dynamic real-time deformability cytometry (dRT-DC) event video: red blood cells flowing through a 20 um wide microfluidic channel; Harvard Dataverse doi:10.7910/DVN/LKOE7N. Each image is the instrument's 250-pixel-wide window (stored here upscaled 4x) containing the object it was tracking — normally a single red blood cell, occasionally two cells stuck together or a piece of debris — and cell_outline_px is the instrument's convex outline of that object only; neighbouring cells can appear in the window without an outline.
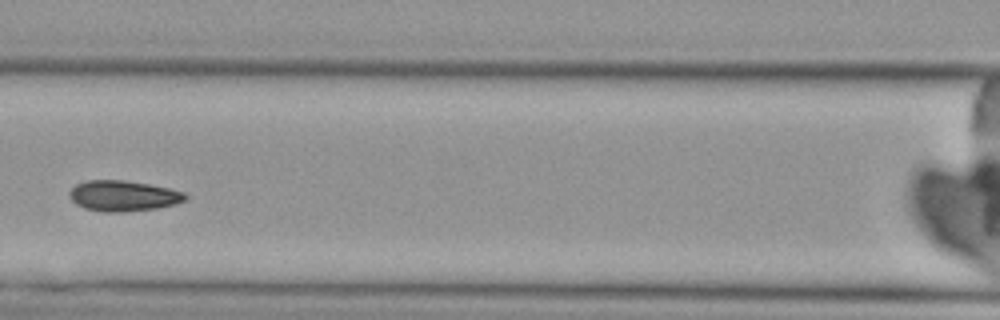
{"species": "Egyptian fruit bat (a non-hibernating species)", "species_latin": "Rousettus aegyptiacus", "temperature_condition": "cold", "stored_images_in_passage": 4, "camera_frame_rate_fps": 3000, "um_per_image_px": 0.085, "animal": {"sex": "female"}, "frame": {"image": 1, "passage_image": 3, "time_ms": 2.333, "image_size_px": [1000, 320], "cell_outline_px": [[188, 196], [184, 200], [176, 204], [156, 208], [124, 212], [104, 212], [84, 208], [76, 204], [68, 196], [68, 192], [76, 184], [84, 180], [124, 180], [148, 184], [168, 188], [184, 192]], "centroid_in_image_um": [10.44, 16.64], "position_along_channel_um": 156.2, "area_um2": 20.75}}
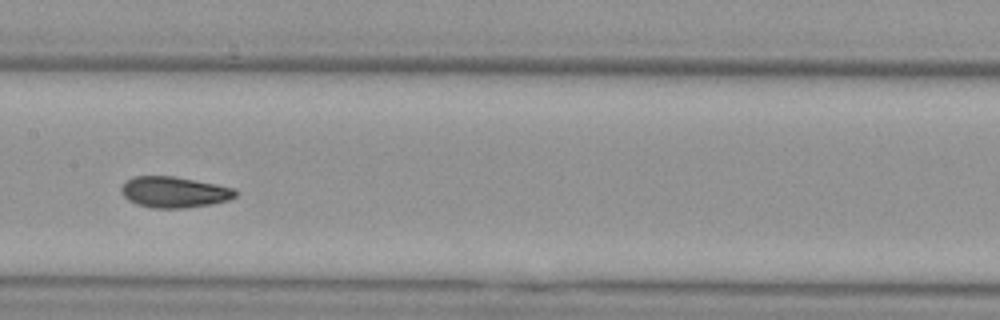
{"frame": {"image": 2, "passage_image": 4, "time_ms": 3.333, "image_size_px": [1000, 320], "cell_outline_px": [[236, 196], [228, 200], [212, 204], [184, 208], [152, 208], [136, 204], [128, 200], [120, 192], [120, 188], [124, 180], [132, 176], [176, 176], [236, 188]], "centroid_in_image_um": [14.77, 16.32], "position_along_channel_um": 192.6, "area_um2": 20.92}}